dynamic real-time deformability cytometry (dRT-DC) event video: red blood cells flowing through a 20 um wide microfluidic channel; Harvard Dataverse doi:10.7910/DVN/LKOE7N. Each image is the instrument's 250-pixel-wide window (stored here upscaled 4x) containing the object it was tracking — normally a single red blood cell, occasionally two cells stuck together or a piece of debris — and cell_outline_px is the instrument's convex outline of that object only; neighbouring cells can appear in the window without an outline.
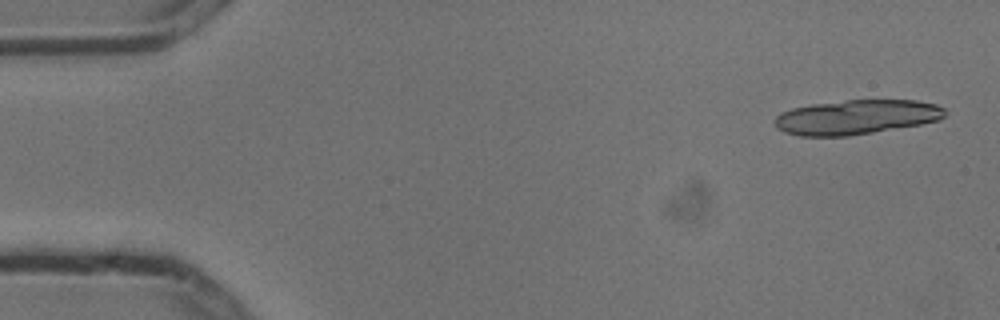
{"species": "common noctule bat (a hibernating species)", "species_latin": "Nyctalus noctula", "temperature_condition": "cold", "stored_images_in_passage": 5, "camera_frame_rate_fps": 3000, "um_per_image_px": 0.085, "animal": {"sex": "male", "body_mass_g": 13.3}, "frame": {"image": 1, "passage_image": 1, "time_ms": 0.0, "image_size_px": [1000, 320], "cell_outline_px": [[948, 112], [940, 120], [920, 124], [848, 136], [800, 136], [784, 132], [776, 128], [776, 116], [780, 112], [792, 108], [812, 104], [848, 100], [916, 100], [936, 104], [944, 108]], "centroid_in_image_um": [72.79, 9.95], "position_along_channel_um": 12.2, "area_um2": 34.28}}